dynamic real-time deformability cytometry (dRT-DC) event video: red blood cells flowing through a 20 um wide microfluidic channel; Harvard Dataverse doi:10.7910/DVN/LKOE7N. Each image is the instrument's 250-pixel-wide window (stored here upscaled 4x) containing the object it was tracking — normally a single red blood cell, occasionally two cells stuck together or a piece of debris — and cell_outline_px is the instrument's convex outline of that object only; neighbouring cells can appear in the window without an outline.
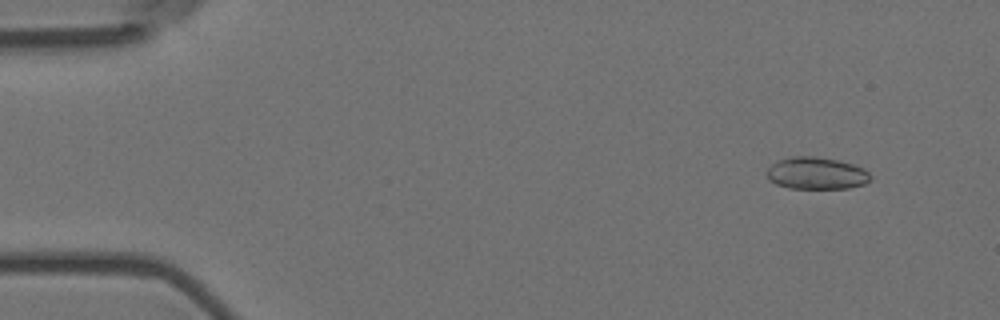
{"species": "Egyptian fruit bat (a non-hibernating species)", "species_latin": "Rousettus aegyptiacus", "temperature_condition": "room temperature", "stored_images_in_passage": 54, "camera_frame_rate_fps": 3000, "um_per_image_px": 0.085, "animal": {"sex": "female"}, "frame": {"image": 1, "passage_image": 3, "time_ms": 0.667, "image_size_px": [1000, 320], "cell_outline_px": [[872, 180], [864, 184], [848, 188], [788, 188], [776, 184], [768, 180], [768, 168], [772, 164], [780, 160], [792, 156], [812, 156], [840, 160], [864, 168], [872, 176]], "centroid_in_image_um": [69.43, 14.73], "position_along_channel_um": 15.6, "area_um2": 19.42}}
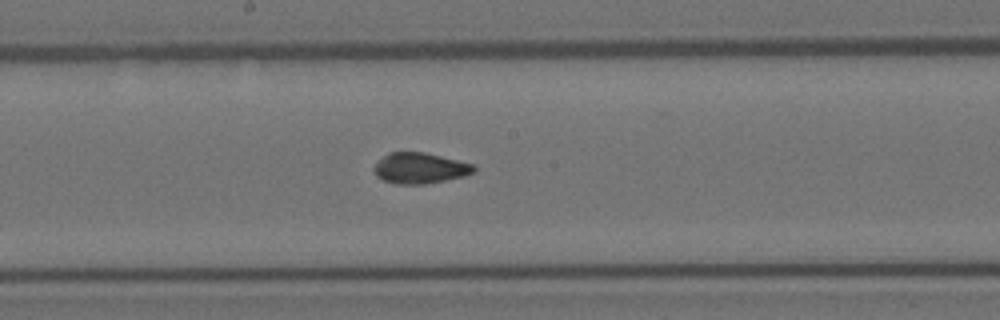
{"frame": {"image": 2, "passage_image": 28, "time_ms": 9.0, "image_size_px": [1000, 320], "cell_outline_px": [[476, 172], [464, 176], [424, 184], [396, 184], [384, 180], [376, 176], [372, 172], [372, 168], [388, 152], [424, 152], [476, 164]], "centroid_in_image_um": [35.71, 14.29], "position_along_channel_um": 212.5, "area_um2": 18.03}}
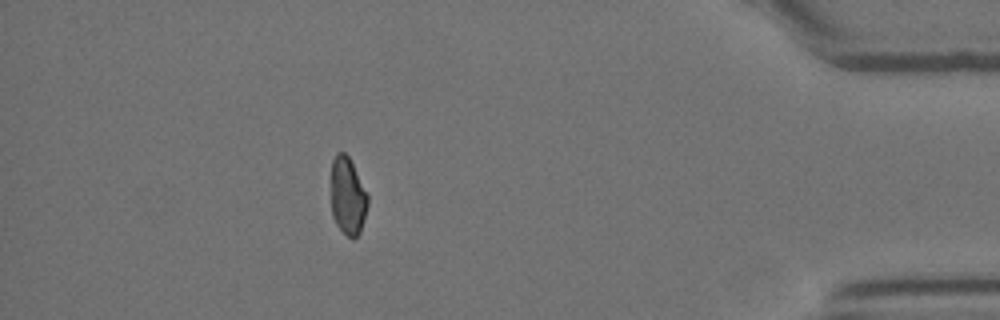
{"frame": {"image": 3, "passage_image": 48, "time_ms": 15.667, "image_size_px": [1000, 320], "cell_outline_px": [[368, 204], [360, 232], [352, 240], [336, 224], [332, 216], [332, 160], [336, 152], [344, 152], [348, 156], [368, 196]], "centroid_in_image_um": [29.55, 16.68], "position_along_channel_um": 405.7, "area_um2": 16.24}, "authors_computed_cell_mechanics": {"area_um2": 18.2359, "velocity_mm_per_s": 3.6184, "shape_relaxation_time_tau1_ms": null, "shape_relaxation_time_tau2_ms": 1.8016, "deformation_change_tau1": null, "deformation_change_tau2": 0.08}}